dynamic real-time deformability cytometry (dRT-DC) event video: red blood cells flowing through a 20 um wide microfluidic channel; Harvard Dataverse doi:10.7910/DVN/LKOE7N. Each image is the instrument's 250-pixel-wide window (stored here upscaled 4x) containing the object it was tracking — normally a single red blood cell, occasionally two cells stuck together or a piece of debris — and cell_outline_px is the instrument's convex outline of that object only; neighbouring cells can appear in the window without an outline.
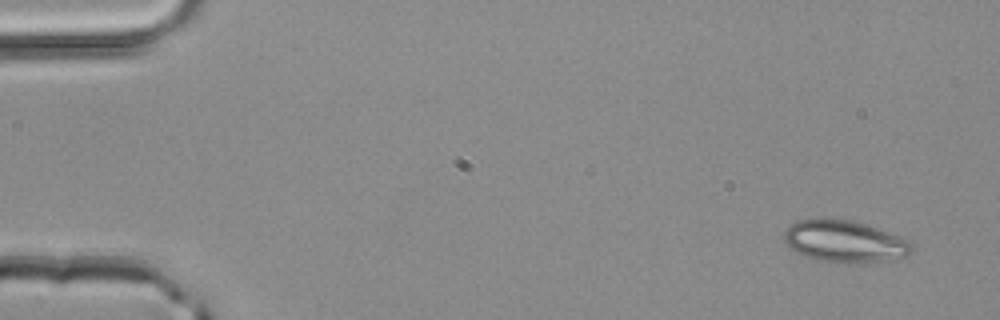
{"species": "common noctule bat (a hibernating species)", "species_latin": "Nyctalus noctula", "temperature_condition": "room temperature", "stored_images_in_passage": 3, "camera_frame_rate_fps": 3000, "um_per_image_px": 0.085, "animal": {"sex": "male", "body_mass_g": 20.4}, "frame": {"image": 1, "passage_image": 1, "time_ms": 0.0, "image_size_px": [1000, 320], "cell_outline_px": [[912, 252], [904, 256], [884, 260], [816, 260], [804, 256], [796, 252], [784, 240], [784, 232], [796, 220], [852, 220], [900, 236], [908, 240], [912, 244]], "centroid_in_image_um": [71.77, 20.49], "position_along_channel_um": 13.2, "area_um2": 29.65}}